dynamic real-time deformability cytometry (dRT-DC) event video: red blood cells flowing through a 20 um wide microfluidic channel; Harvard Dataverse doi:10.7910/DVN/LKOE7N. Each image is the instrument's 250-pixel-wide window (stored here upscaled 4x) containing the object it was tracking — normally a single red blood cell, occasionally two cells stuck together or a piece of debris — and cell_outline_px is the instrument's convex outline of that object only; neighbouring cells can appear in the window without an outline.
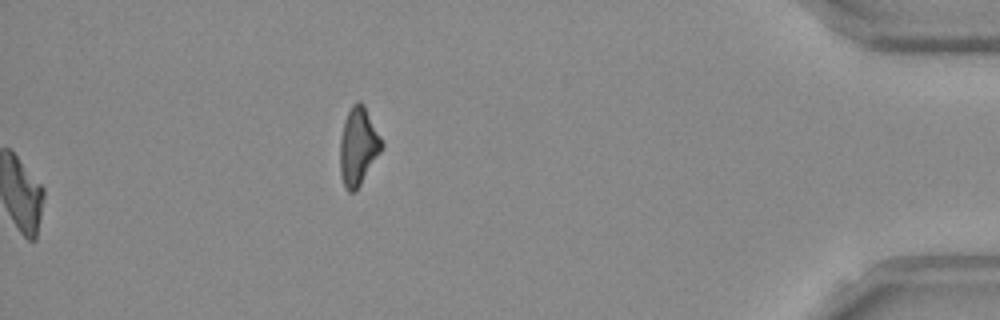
{"species": "Egyptian fruit bat (a non-hibernating species)", "species_latin": "Rousettus aegyptiacus", "temperature_condition": "room temperature", "stored_images_in_passage": 52, "camera_frame_rate_fps": 3000, "um_per_image_px": 0.085, "frame": {"image": 1, "passage_image": 52, "time_ms": 17.0, "image_size_px": [1000, 320], "cell_outline_px": [[384, 148], [356, 192], [348, 192], [344, 188], [340, 176], [340, 140], [344, 120], [352, 104], [356, 100], [360, 100], [364, 104], [384, 144]], "centroid_in_image_um": [30.45, 12.47], "position_along_channel_um": 404.7, "area_um2": 19.31}, "authors_computed_cell_mechanics": {"area_um2": 21.1548, "velocity_mm_per_s": 3.8543, "shape_relaxation_time_tau1_ms": null, "shape_relaxation_time_tau2_ms": 6.2224, "deformation_change_tau1": null, "deformation_change_tau2": 0.1634}}